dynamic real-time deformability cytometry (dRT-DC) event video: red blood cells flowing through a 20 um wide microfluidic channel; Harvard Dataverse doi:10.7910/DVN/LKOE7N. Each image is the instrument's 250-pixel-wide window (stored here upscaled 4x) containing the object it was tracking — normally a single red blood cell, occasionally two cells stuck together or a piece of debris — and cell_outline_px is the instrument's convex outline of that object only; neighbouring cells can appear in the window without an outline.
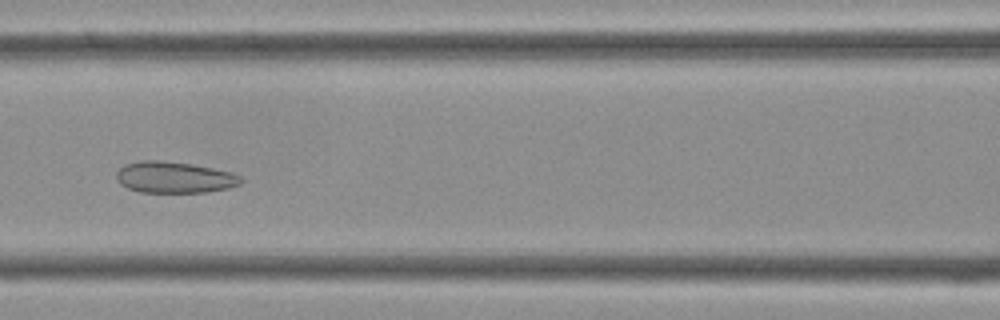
{"species": "Egyptian fruit bat (a non-hibernating species)", "species_latin": "Rousettus aegyptiacus", "temperature_condition": "cold", "stored_images_in_passage": 37, "camera_frame_rate_fps": 3000, "um_per_image_px": 0.085, "frame": {"image": 1, "passage_image": 13, "time_ms": 4.0, "image_size_px": [1000, 320], "cell_outline_px": [[244, 180], [240, 184], [228, 188], [204, 192], [140, 192], [128, 188], [120, 184], [116, 180], [116, 172], [124, 164], [140, 160], [160, 160], [192, 164], [232, 172], [240, 176]], "centroid_in_image_um": [14.8, 15.07], "position_along_channel_um": 151.8, "area_um2": 22.83}}
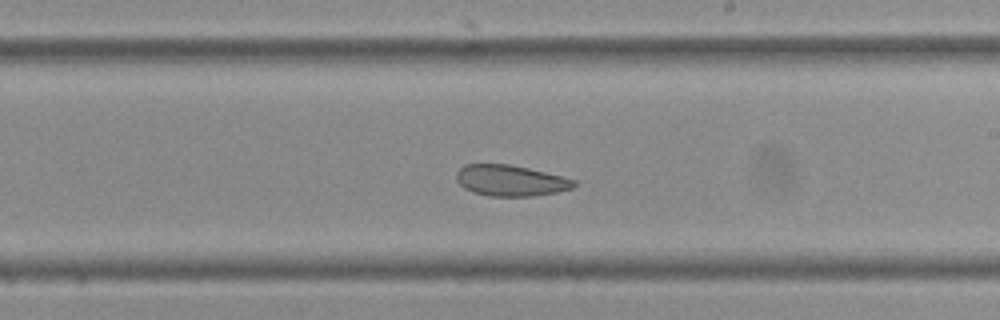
{"frame": {"image": 2, "passage_image": 19, "time_ms": 6.0, "image_size_px": [1000, 320], "cell_outline_px": [[576, 184], [572, 188], [556, 192], [532, 196], [488, 196], [472, 192], [464, 188], [456, 180], [456, 172], [464, 164], [512, 164], [564, 176], [576, 180]], "centroid_in_image_um": [43.39, 15.34], "position_along_channel_um": 245.6, "area_um2": 21.44}}
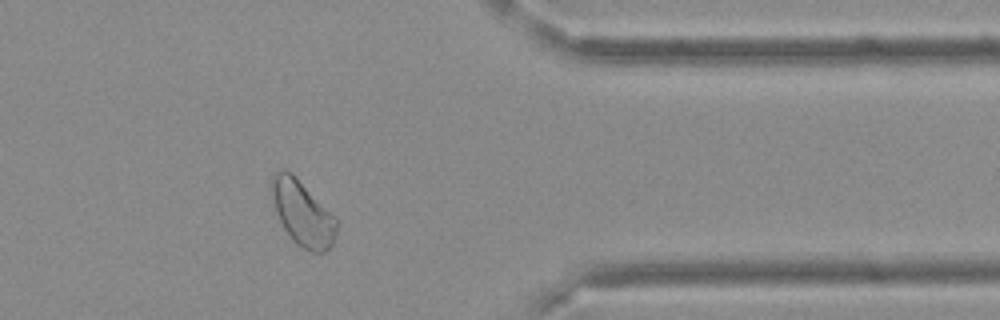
{"frame": {"image": 3, "passage_image": 29, "time_ms": 9.333, "image_size_px": [1000, 320], "cell_outline_px": [[336, 232], [332, 244], [324, 252], [312, 252], [296, 244], [292, 240], [284, 228], [276, 212], [268, 184], [272, 176], [280, 168], [284, 168], [292, 172], [336, 216]], "centroid_in_image_um": [25.68, 18.06], "position_along_channel_um": 385.7, "area_um2": 24.91}}